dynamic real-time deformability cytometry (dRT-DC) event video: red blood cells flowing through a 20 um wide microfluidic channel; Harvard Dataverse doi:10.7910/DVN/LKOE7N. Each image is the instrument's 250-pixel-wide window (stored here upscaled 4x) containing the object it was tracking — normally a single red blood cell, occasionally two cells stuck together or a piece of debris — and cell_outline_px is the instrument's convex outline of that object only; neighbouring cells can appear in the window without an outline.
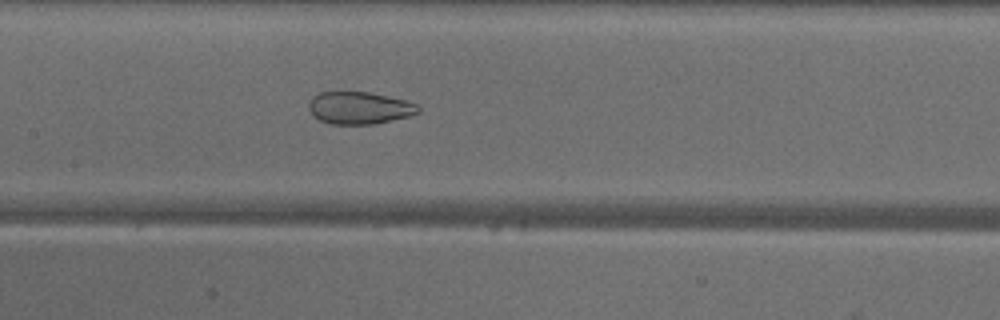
{"species": "common noctule bat (a hibernating species)", "species_latin": "Nyctalus noctula", "temperature_condition": "warm", "stored_images_in_passage": 47, "camera_frame_rate_fps": 3000, "um_per_image_px": 0.085, "animal": {"sex": "male", "body_mass_g": 18.8}, "frame": {"image": 1, "passage_image": 21, "time_ms": 6.667, "image_size_px": [1000, 320], "cell_outline_px": [[420, 112], [412, 116], [372, 124], [332, 124], [320, 120], [308, 108], [308, 104], [312, 96], [320, 92], [368, 92], [388, 96], [404, 100], [416, 104], [420, 108]], "centroid_in_image_um": [30.56, 9.17], "position_along_channel_um": 176.8, "area_um2": 20.52}}
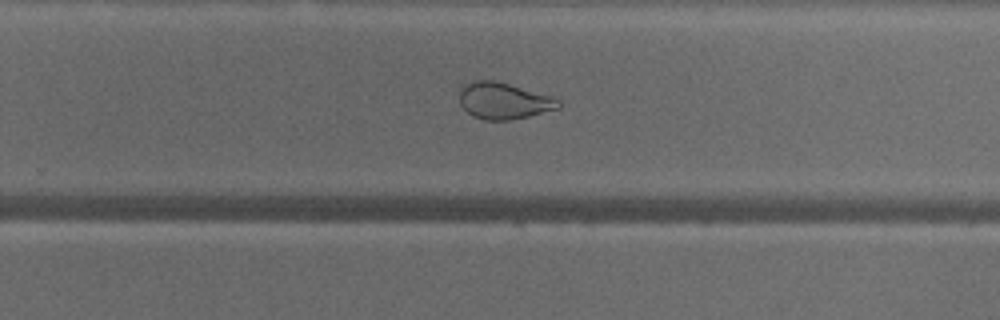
{"frame": {"image": 2, "passage_image": 29, "time_ms": 9.333, "image_size_px": [1000, 320], "cell_outline_px": [[560, 108], [512, 120], [484, 120], [472, 116], [460, 104], [460, 88], [464, 84], [472, 80], [492, 80], [508, 84], [552, 96], [560, 100]], "centroid_in_image_um": [42.8, 8.57], "position_along_channel_um": 287.0, "area_um2": 21.04}}
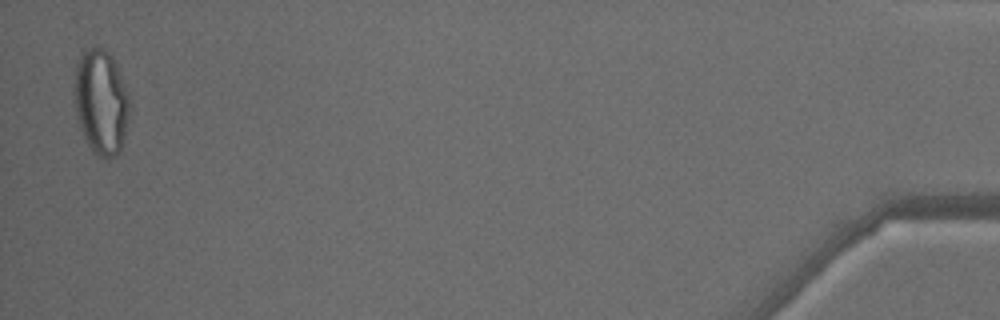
{"frame": {"image": 3, "passage_image": 46, "time_ms": 15.0, "image_size_px": [1000, 320], "cell_outline_px": [[128, 116], [124, 136], [120, 152], [116, 156], [104, 160], [92, 152], [80, 128], [72, 104], [76, 64], [80, 56], [88, 48], [96, 44], [100, 44], [112, 56], [116, 64], [128, 92]], "centroid_in_image_um": [8.55, 8.65], "position_along_channel_um": 426.7, "area_um2": 34.39}, "authors_computed_cell_mechanics": {"area_um2": 28.9, "velocity_mm_per_s": 4.1511, "shape_relaxation_time_tau1_ms": null, "shape_relaxation_time_tau2_ms": 1.0258, "deformation_change_tau1": null, "deformation_change_tau2": 0.0804}}